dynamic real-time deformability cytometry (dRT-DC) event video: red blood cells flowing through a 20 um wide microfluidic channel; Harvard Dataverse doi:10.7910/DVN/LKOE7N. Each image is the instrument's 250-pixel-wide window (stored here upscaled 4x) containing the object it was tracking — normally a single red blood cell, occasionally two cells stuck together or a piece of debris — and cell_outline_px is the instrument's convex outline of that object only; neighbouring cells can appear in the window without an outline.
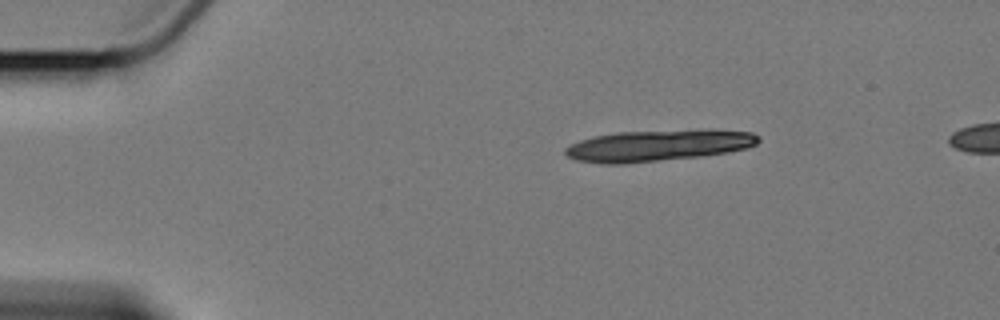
{"species": "Egyptian fruit bat (a non-hibernating species)", "species_latin": "Rousettus aegyptiacus", "temperature_condition": "cold", "stored_images_in_passage": 6, "segment_of_instrument_passage": [1, 2], "camera_frame_rate_fps": 3000, "um_per_image_px": 0.085, "animal": {"sex": "female"}, "frame": {"image": 1, "passage_image": 1, "time_ms": 0.0, "image_size_px": [1000, 320], "cell_outline_px": [[760, 140], [756, 144], [748, 148], [728, 152], [700, 156], [624, 164], [604, 164], [576, 160], [568, 156], [564, 152], [564, 148], [580, 140], [592, 136], [616, 132], [712, 128], [752, 132], [760, 136]], "centroid_in_image_um": [56.0, 12.34], "position_along_channel_um": 29.0, "area_um2": 35.95}}